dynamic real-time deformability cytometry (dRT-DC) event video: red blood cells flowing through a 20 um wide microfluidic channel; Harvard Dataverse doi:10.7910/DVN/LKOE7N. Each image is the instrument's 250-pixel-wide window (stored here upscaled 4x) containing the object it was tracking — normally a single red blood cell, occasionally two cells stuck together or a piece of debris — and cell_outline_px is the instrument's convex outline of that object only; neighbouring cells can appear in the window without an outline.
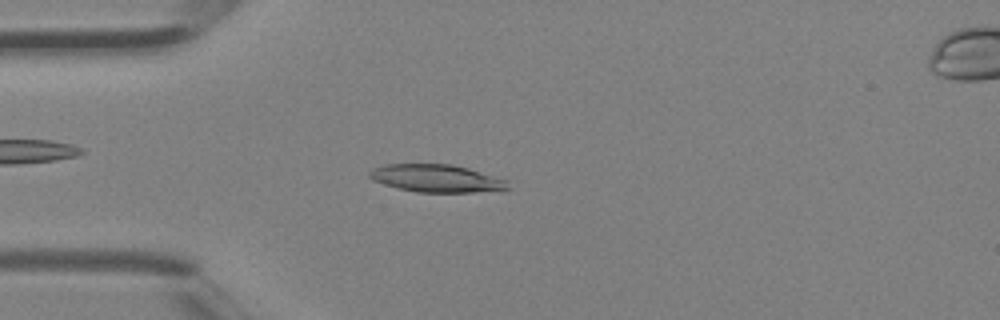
{"species": "Egyptian fruit bat (a non-hibernating species)", "species_latin": "Rousettus aegyptiacus", "temperature_condition": "room temperature", "stored_images_in_passage": 39, "camera_frame_rate_fps": 3000, "um_per_image_px": 0.085, "animal": {"sex": "female"}, "frame": {"image": 1, "passage_image": 10, "time_ms": 3.0, "image_size_px": [1000, 320], "cell_outline_px": [[512, 188], [504, 192], [416, 192], [384, 184], [372, 180], [368, 176], [368, 172], [372, 168], [384, 164], [452, 164], [468, 168], [508, 180]], "centroid_in_image_um": [37.19, 15.17], "position_along_channel_um": 47.8, "area_um2": 22.77}}
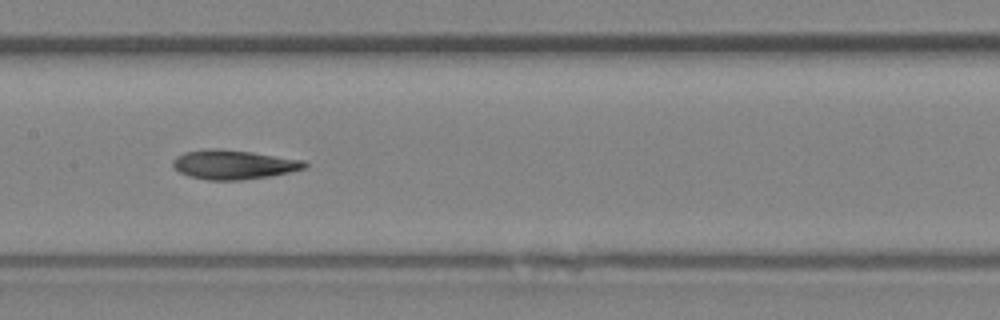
{"frame": {"image": 2, "passage_image": 19, "time_ms": 6.0, "image_size_px": [1000, 320], "cell_outline_px": [[308, 164], [304, 168], [272, 176], [240, 180], [208, 180], [188, 176], [172, 168], [172, 160], [176, 156], [184, 152], [208, 148], [216, 148], [252, 152], [304, 160]], "centroid_in_image_um": [19.81, 13.99], "position_along_channel_um": 187.6, "area_um2": 22.6}}
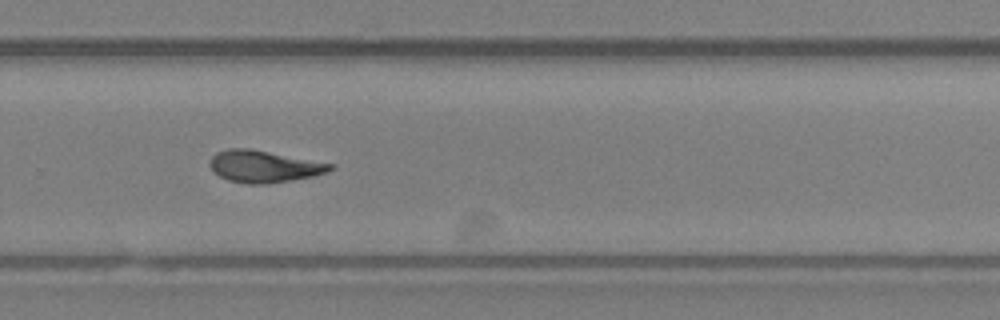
{"frame": {"image": 3, "passage_image": 26, "time_ms": 8.333, "image_size_px": [1000, 320], "cell_outline_px": [[336, 168], [328, 172], [312, 176], [292, 180], [268, 184], [248, 184], [228, 180], [220, 176], [208, 164], [212, 156], [216, 152], [228, 148], [248, 148], [336, 164]], "centroid_in_image_um": [22.47, 14.14], "position_along_channel_um": 307.3, "area_um2": 22.48}}